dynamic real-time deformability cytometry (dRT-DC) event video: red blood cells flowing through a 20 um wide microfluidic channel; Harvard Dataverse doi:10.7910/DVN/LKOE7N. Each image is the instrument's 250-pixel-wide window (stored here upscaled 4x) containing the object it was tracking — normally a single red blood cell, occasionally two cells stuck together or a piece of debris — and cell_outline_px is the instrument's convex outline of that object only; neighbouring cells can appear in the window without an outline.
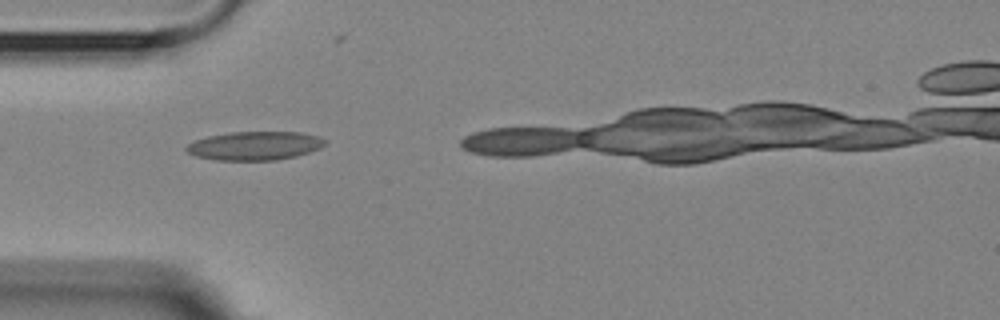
{"species": "Egyptian fruit bat (a non-hibernating species)", "species_latin": "Rousettus aegyptiacus", "temperature_condition": "room temperature", "stored_images_in_passage": 10, "camera_frame_rate_fps": 3000, "um_per_image_px": 0.085, "animal": {"sex": "female"}, "frame": {"image": 1, "passage_image": 4, "time_ms": 3.333, "image_size_px": [1000, 320], "cell_outline_px": [[328, 140], [320, 148], [296, 156], [276, 160], [216, 160], [196, 156], [188, 152], [184, 148], [188, 144], [196, 140], [208, 136], [232, 132], [300, 132], [320, 136]], "centroid_in_image_um": [21.68, 12.38], "position_along_channel_um": 63.3, "area_um2": 23.12}}